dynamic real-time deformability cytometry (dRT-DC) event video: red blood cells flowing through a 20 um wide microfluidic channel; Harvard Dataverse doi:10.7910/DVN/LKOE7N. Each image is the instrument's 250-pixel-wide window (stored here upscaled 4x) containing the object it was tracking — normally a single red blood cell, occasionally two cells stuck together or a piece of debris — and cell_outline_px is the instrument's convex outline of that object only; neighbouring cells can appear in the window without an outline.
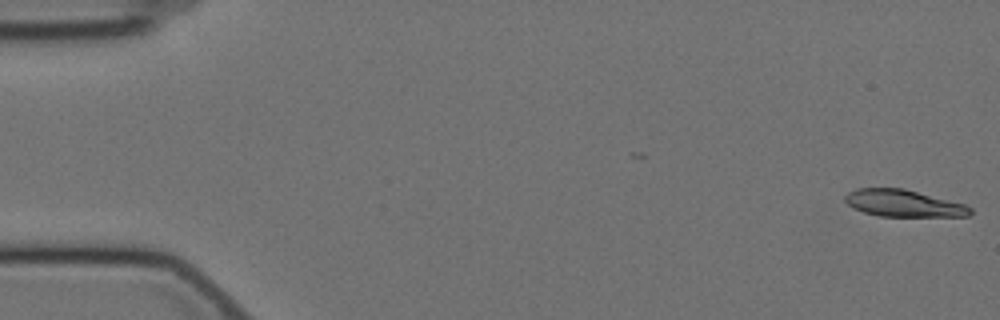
{"species": "Egyptian fruit bat (a non-hibernating species)", "species_latin": "Rousettus aegyptiacus", "temperature_condition": "cold", "stored_images_in_passage": 49, "camera_frame_rate_fps": 3000, "um_per_image_px": 0.085, "animal": {"sex": "female"}, "frame": {"image": 1, "passage_image": 1, "time_ms": 0.0, "image_size_px": [1000, 320], "cell_outline_px": [[972, 212], [968, 216], [880, 216], [864, 212], [852, 208], [844, 200], [844, 196], [848, 192], [856, 188], [904, 188], [964, 204], [972, 208]], "centroid_in_image_um": [76.76, 17.27], "position_along_channel_um": 8.2, "area_um2": 19.59}}
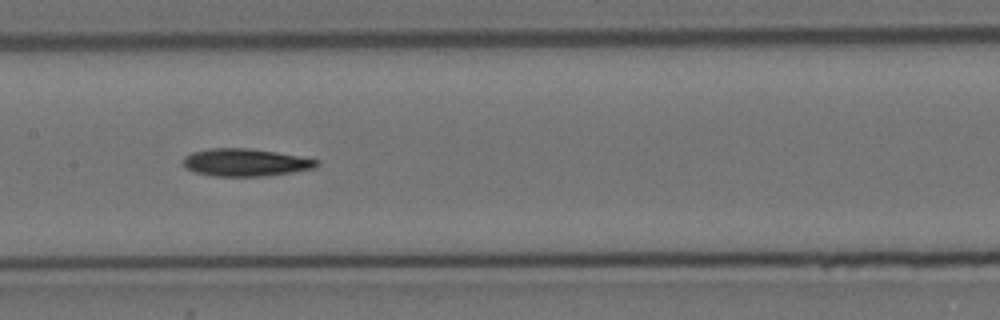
{"frame": {"image": 2, "passage_image": 28, "time_ms": 9.0, "image_size_px": [1000, 320], "cell_outline_px": [[320, 164], [316, 168], [292, 172], [260, 176], [212, 176], [196, 172], [184, 168], [184, 156], [192, 152], [208, 148], [248, 148], [276, 152], [320, 160]], "centroid_in_image_um": [20.86, 13.8], "position_along_channel_um": 186.5, "area_um2": 21.44}}
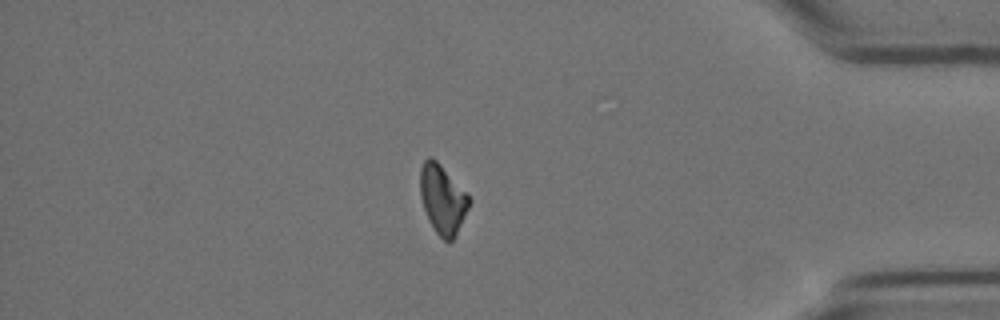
{"frame": {"image": 3, "passage_image": 49, "time_ms": 16.0, "image_size_px": [1000, 320], "cell_outline_px": [[472, 200], [456, 236], [448, 244], [436, 232], [428, 220], [420, 196], [420, 168], [424, 160], [428, 156], [432, 156], [468, 192]], "centroid_in_image_um": [37.64, 16.93], "position_along_channel_um": 397.6, "area_um2": 20.06}}